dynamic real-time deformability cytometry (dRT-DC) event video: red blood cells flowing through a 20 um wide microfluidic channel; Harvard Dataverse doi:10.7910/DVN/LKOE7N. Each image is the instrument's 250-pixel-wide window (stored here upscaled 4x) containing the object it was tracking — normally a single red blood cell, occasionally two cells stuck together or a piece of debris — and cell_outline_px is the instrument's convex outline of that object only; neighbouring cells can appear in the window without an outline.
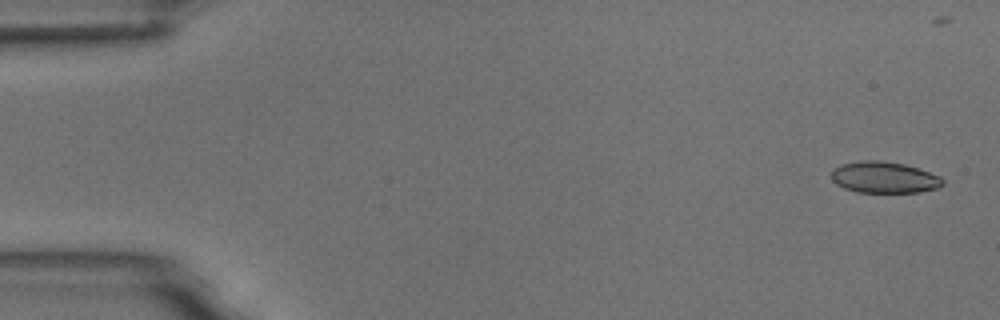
{"species": "common noctule bat (a hibernating species)", "species_latin": "Nyctalus noctula", "temperature_condition": "room temperature", "stored_images_in_passage": 5, "camera_frame_rate_fps": 3000, "um_per_image_px": 0.085, "animal": {"sex": "male", "body_mass_g": 18.8}, "frame": {"image": 1, "passage_image": 1, "time_ms": 0.0, "image_size_px": [1000, 320], "cell_outline_px": [[944, 184], [936, 188], [920, 192], [856, 192], [844, 188], [836, 184], [832, 180], [832, 168], [840, 164], [860, 160], [876, 160], [904, 164], [940, 176], [944, 180]], "centroid_in_image_um": [75.12, 15.07], "position_along_channel_um": 9.9, "area_um2": 20.35}}
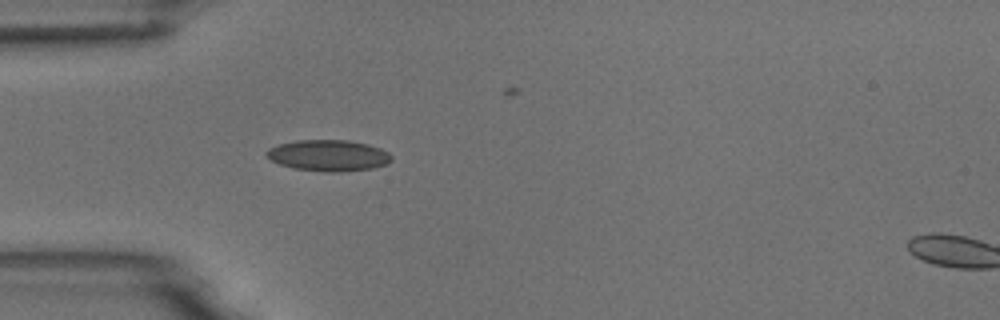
{"frame": {"image": 2, "passage_image": 4, "time_ms": 4.667, "image_size_px": [1000, 320], "cell_outline_px": [[392, 160], [388, 164], [372, 168], [340, 172], [324, 172], [292, 168], [280, 164], [264, 156], [264, 152], [268, 148], [280, 144], [296, 140], [348, 140], [368, 144], [380, 148], [388, 152], [392, 156]], "centroid_in_image_um": [27.91, 13.22], "position_along_channel_um": 57.1, "area_um2": 22.95}}